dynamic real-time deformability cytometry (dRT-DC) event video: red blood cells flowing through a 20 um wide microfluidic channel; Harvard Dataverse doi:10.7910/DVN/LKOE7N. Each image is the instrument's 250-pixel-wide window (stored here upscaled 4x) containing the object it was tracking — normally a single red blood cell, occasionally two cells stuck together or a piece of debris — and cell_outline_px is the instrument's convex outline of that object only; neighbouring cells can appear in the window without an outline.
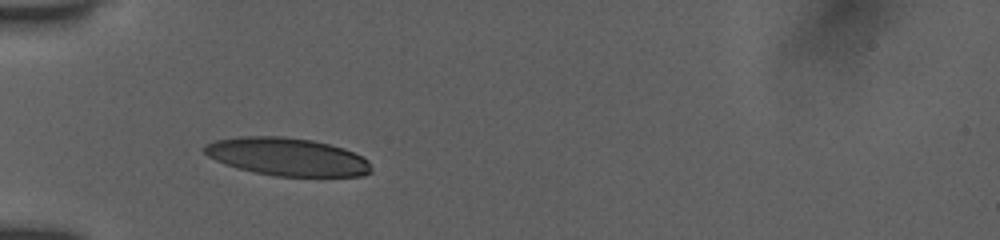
{"species": "human", "species_latin": "Homo sapiens", "temperature_condition": "room temperature", "stored_images_in_passage": 31, "camera_frame_rate_fps": 3000, "um_per_image_px": 0.085, "donor": {"sex": "female"}, "frame": {"image": 1, "passage_image": 1, "time_ms": 0.0, "image_size_px": [1000, 240], "cell_outline_px": [[372, 172], [364, 176], [276, 176], [236, 168], [224, 164], [208, 156], [200, 148], [204, 144], [216, 140], [236, 136], [284, 136], [312, 140], [344, 148], [368, 160], [372, 168]], "centroid_in_image_um": [24.38, 13.32], "position_along_channel_um": 60.6, "area_um2": 37.05}}
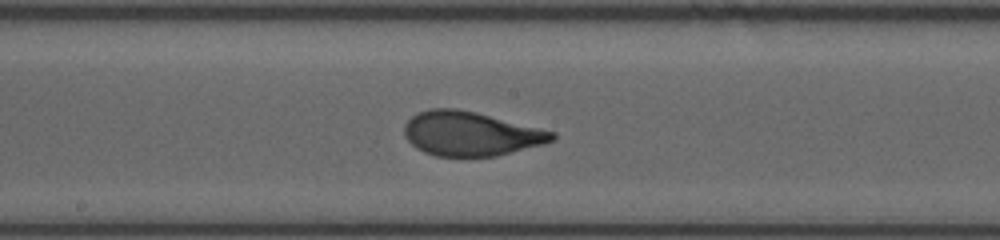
{"frame": {"image": 2, "passage_image": 13, "time_ms": 4.0, "image_size_px": [1000, 240], "cell_outline_px": [[556, 140], [544, 144], [496, 156], [436, 156], [424, 152], [416, 148], [404, 136], [404, 124], [416, 112], [428, 108], [456, 108], [476, 112], [556, 132]], "centroid_in_image_um": [40.0, 11.36], "position_along_channel_um": 208.2, "area_um2": 38.26}}
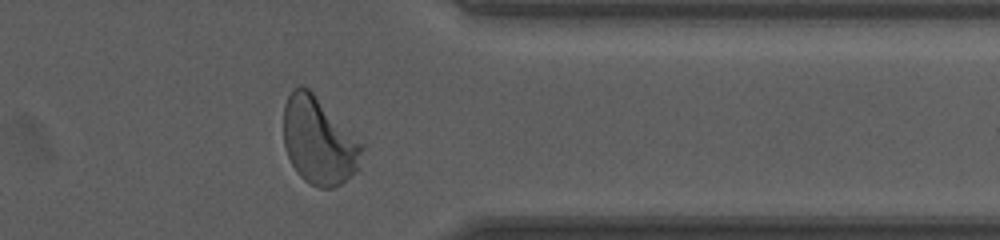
{"frame": {"image": 3, "passage_image": 27, "time_ms": 8.667, "image_size_px": [1000, 240], "cell_outline_px": [[364, 148], [360, 168], [356, 172], [340, 184], [332, 188], [320, 188], [304, 180], [296, 172], [284, 148], [284, 104], [288, 96], [296, 88], [308, 88], [364, 144]], "centroid_in_image_um": [27.12, 12.02], "position_along_channel_um": 384.3, "area_um2": 39.65}, "authors_computed_cell_mechanics": {"area_um2": 37.9168, "velocity_mm_per_s": 3.8942, "shape_relaxation_time_tau1_ms": 4.8616, "shape_relaxation_time_tau2_ms": null, "deformation_change_tau1": 0.2048, "deformation_change_tau2": null}}